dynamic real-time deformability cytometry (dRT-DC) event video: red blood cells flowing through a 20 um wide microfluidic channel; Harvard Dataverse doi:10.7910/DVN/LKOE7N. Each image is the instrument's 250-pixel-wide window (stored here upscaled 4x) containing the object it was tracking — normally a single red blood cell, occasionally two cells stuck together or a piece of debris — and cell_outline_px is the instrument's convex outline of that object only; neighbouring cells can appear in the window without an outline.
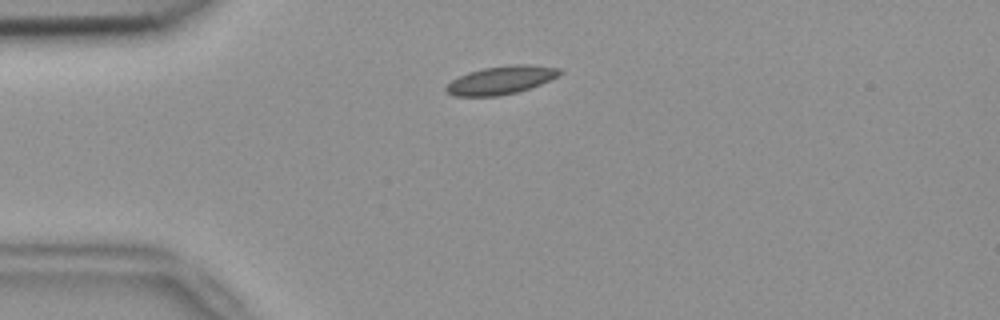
{"species": "common noctule bat (a hibernating species)", "species_latin": "Nyctalus noctula", "temperature_condition": "room temperature", "stored_images_in_passage": 49, "camera_frame_rate_fps": 3000, "um_per_image_px": 0.085, "animal": {"sex": "female", "body_mass_g": 18.4}, "frame": {"image": 1, "passage_image": 8, "time_ms": 2.333, "image_size_px": [1000, 320], "cell_outline_px": [[564, 72], [540, 84], [516, 92], [500, 96], [452, 96], [444, 88], [452, 80], [468, 72], [484, 68], [512, 64], [528, 64], [560, 68]], "centroid_in_image_um": [42.57, 6.8], "position_along_channel_um": 42.4, "area_um2": 18.5}}
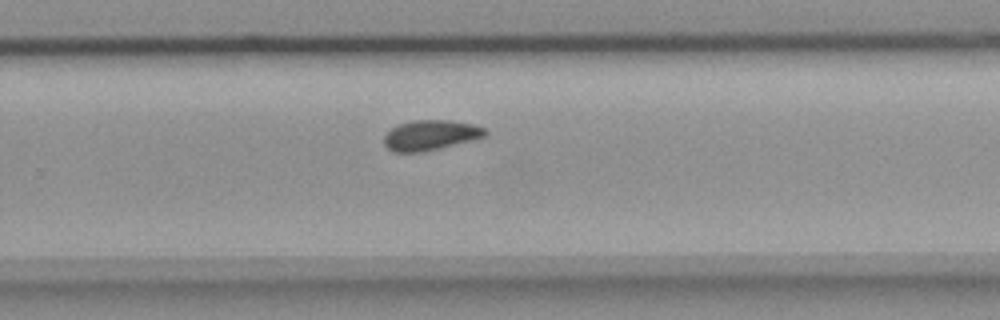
{"frame": {"image": 2, "passage_image": 30, "time_ms": 9.667, "image_size_px": [1000, 320], "cell_outline_px": [[488, 132], [484, 136], [440, 148], [424, 152], [392, 152], [384, 144], [384, 136], [392, 128], [400, 124], [412, 120], [448, 120], [472, 124], [484, 128]], "centroid_in_image_um": [36.55, 11.49], "position_along_channel_um": 293.2, "area_um2": 17.51}}
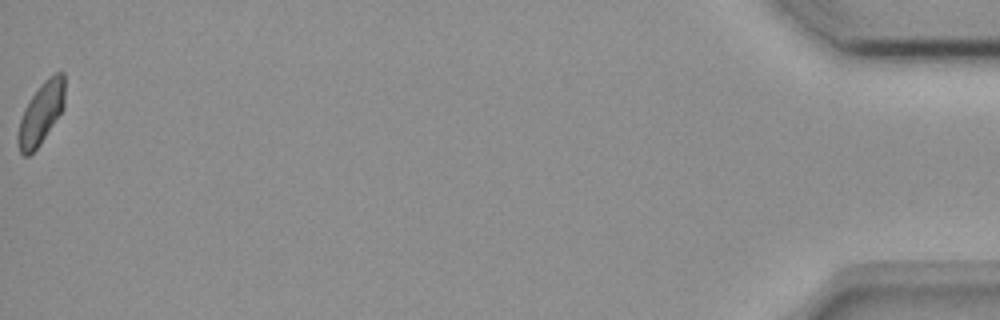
{"frame": {"image": 3, "passage_image": 49, "time_ms": 16.0, "image_size_px": [1000, 320], "cell_outline_px": [[64, 108], [40, 144], [28, 156], [24, 156], [20, 152], [16, 144], [16, 136], [20, 120], [24, 108], [40, 84], [48, 76], [56, 72], [64, 72]], "centroid_in_image_um": [3.47, 9.63], "position_along_channel_um": 431.7, "area_um2": 16.94}, "authors_computed_cell_mechanics": {"area_um2": 17.6868, "velocity_mm_per_s": 3.7499, "shape_relaxation_time_tau1_ms": null, "shape_relaxation_time_tau2_ms": 4.6049, "deformation_change_tau1": null, "deformation_change_tau2": 0.0656}}